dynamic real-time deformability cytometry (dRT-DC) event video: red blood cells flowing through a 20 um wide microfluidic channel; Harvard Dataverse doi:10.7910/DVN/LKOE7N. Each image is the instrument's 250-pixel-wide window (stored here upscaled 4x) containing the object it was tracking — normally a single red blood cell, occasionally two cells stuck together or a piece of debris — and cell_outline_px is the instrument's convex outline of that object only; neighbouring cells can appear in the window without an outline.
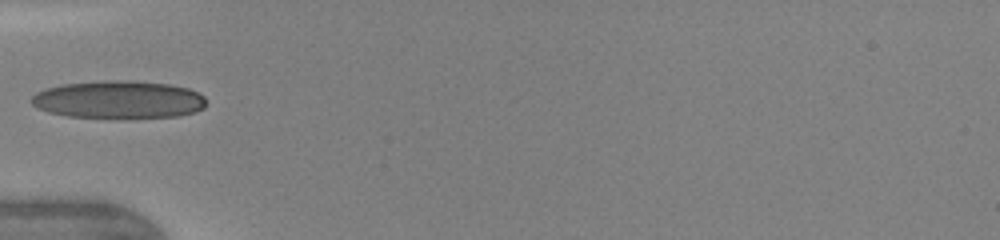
{"species": "human", "species_latin": "Homo sapiens", "temperature_condition": "warm", "stored_images_in_passage": 24, "camera_frame_rate_fps": 3000, "um_per_image_px": 0.085, "donor": {"sex": "female"}, "frame": {"image": 1, "passage_image": 1, "time_ms": 0.0, "image_size_px": [1000, 240], "cell_outline_px": [[204, 108], [196, 112], [180, 116], [68, 116], [48, 112], [36, 108], [28, 100], [36, 92], [48, 88], [64, 84], [168, 84], [188, 88], [204, 96]], "centroid_in_image_um": [10.06, 8.51], "position_along_channel_um": 74.9, "area_um2": 35.95}}